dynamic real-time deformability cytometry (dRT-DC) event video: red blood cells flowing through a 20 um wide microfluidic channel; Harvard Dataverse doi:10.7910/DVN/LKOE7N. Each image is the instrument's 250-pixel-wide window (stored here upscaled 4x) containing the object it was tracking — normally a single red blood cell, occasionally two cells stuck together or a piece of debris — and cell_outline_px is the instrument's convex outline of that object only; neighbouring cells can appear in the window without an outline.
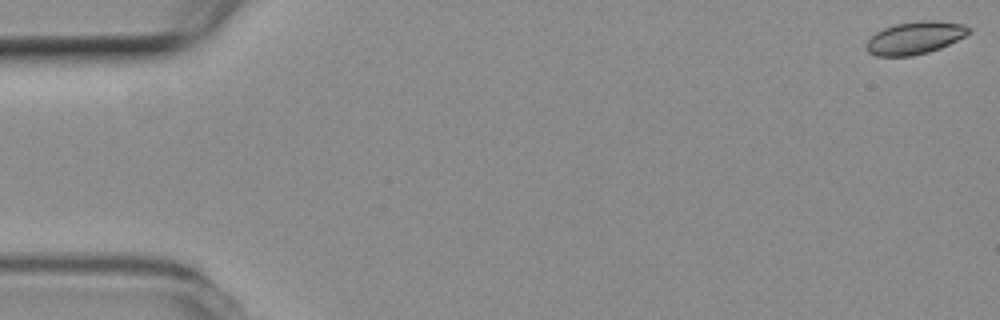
{"species": "common noctule bat (a hibernating species)", "species_latin": "Nyctalus noctula", "temperature_condition": "room temperature", "stored_images_in_passage": 4, "camera_frame_rate_fps": 3000, "um_per_image_px": 0.085, "animal": {"sex": "female", "body_mass_g": 19.3, "forearm_length_mm": 54.1}, "frame": {"image": 1, "passage_image": 1, "time_ms": 0.0, "image_size_px": [1000, 320], "cell_outline_px": [[972, 32], [940, 48], [928, 52], [912, 56], [876, 56], [868, 52], [868, 40], [876, 32], [884, 28], [896, 24], [920, 20], [932, 20], [964, 24]], "centroid_in_image_um": [77.78, 3.21], "position_along_channel_um": 7.2, "area_um2": 19.19}}